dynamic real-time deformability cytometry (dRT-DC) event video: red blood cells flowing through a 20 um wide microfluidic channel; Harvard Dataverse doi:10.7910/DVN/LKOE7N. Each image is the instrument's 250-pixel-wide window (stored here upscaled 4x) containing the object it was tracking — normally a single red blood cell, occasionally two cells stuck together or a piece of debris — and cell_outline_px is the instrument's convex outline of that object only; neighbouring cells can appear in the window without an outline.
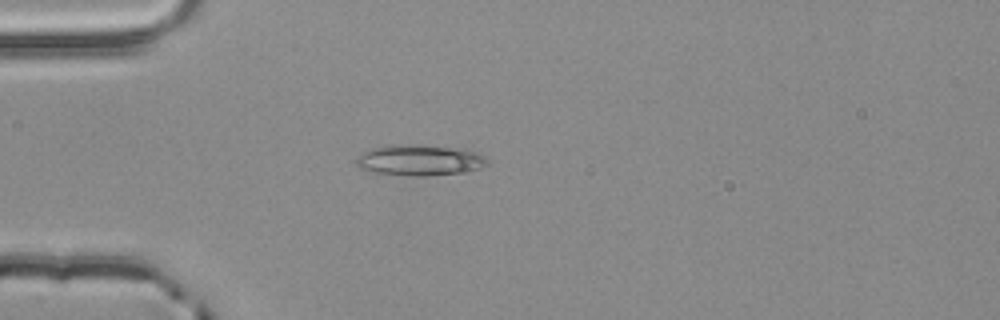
{"species": "common noctule bat (a hibernating species)", "species_latin": "Nyctalus noctula", "temperature_condition": "room temperature", "stored_images_in_passage": 53, "camera_frame_rate_fps": 3000, "um_per_image_px": 0.085, "animal": {"sex": "male", "body_mass_g": 20.4}, "frame": {"image": 1, "passage_image": 14, "time_ms": 4.333, "image_size_px": [1000, 320], "cell_outline_px": [[488, 164], [480, 168], [464, 172], [424, 176], [376, 176], [360, 168], [356, 164], [356, 160], [364, 152], [372, 148], [392, 144], [416, 144], [468, 148], [484, 156], [488, 160]], "centroid_in_image_um": [35.64, 13.63], "position_along_channel_um": 49.4, "area_um2": 24.51}}
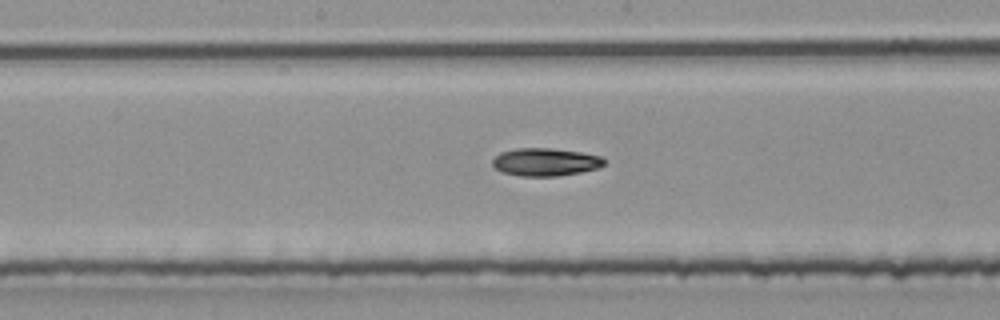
{"frame": {"image": 2, "passage_image": 27, "time_ms": 8.667, "image_size_px": [1000, 320], "cell_outline_px": [[604, 164], [600, 168], [580, 172], [556, 176], [520, 176], [504, 172], [496, 168], [492, 164], [492, 160], [500, 152], [516, 148], [552, 148], [580, 152], [600, 156], [604, 160]], "centroid_in_image_um": [46.35, 13.76], "position_along_channel_um": 201.8, "area_um2": 18.03}}
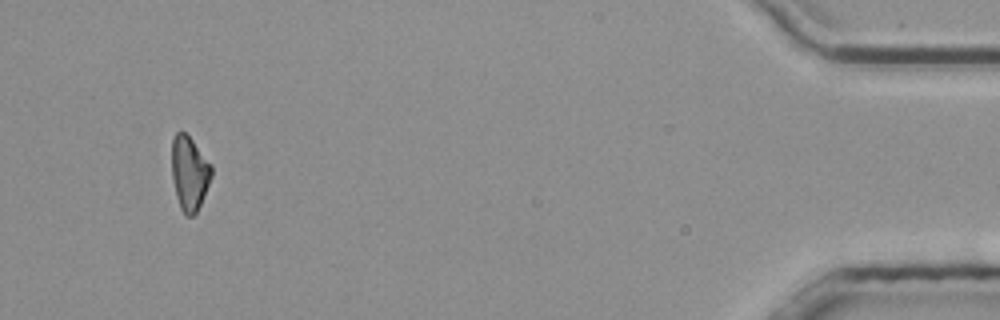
{"frame": {"image": 3, "passage_image": 50, "time_ms": 16.333, "image_size_px": [1000, 320], "cell_outline_px": [[212, 176], [200, 204], [196, 212], [192, 216], [184, 216], [180, 208], [176, 196], [172, 180], [172, 136], [176, 132], [184, 132], [192, 140], [212, 164]], "centroid_in_image_um": [16.09, 14.72], "position_along_channel_um": 419.1, "area_um2": 17.22}, "authors_computed_cell_mechanics": {"area_um2": 18.0336, "velocity_mm_per_s": 3.8726, "shape_relaxation_time_tau1_ms": 7.3693, "shape_relaxation_time_tau2_ms": null, "deformation_change_tau1": 0.1727, "deformation_change_tau2": null}}